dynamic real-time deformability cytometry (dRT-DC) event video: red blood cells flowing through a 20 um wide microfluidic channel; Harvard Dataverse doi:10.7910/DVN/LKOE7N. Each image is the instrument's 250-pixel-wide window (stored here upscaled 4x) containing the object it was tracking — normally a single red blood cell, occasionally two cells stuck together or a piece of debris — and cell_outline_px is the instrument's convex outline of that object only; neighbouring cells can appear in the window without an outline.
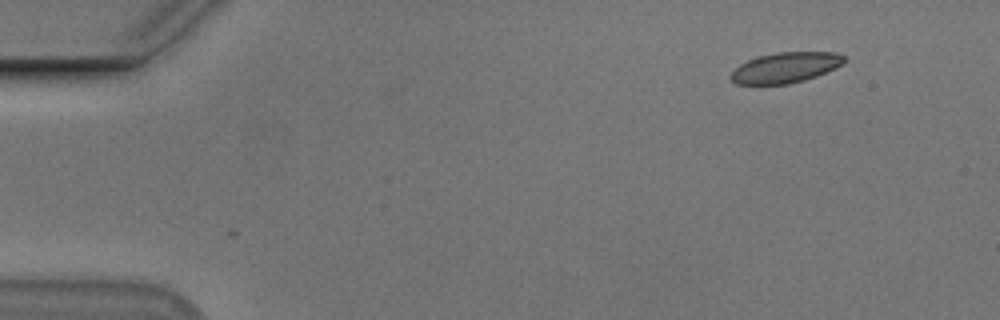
{"species": "Egyptian fruit bat (a non-hibernating species)", "species_latin": "Rousettus aegyptiacus", "temperature_condition": "cold", "stored_images_in_passage": 51, "camera_frame_rate_fps": 3000, "um_per_image_px": 0.085, "animal": {"sex": "male"}, "frame": {"image": 1, "passage_image": 1, "time_ms": 0.0, "image_size_px": [1000, 320], "cell_outline_px": [[848, 60], [844, 64], [836, 68], [816, 76], [804, 80], [788, 84], [736, 84], [728, 76], [740, 64], [756, 56], [776, 52], [836, 52], [844, 56]], "centroid_in_image_um": [66.79, 5.73], "position_along_channel_um": 18.2, "area_um2": 20.29}}
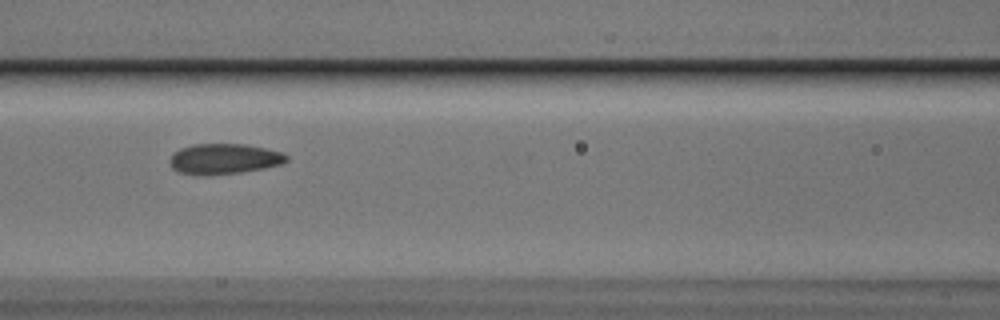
{"frame": {"image": 2, "passage_image": 20, "time_ms": 6.333, "image_size_px": [1000, 320], "cell_outline_px": [[288, 160], [280, 164], [264, 168], [240, 172], [208, 176], [204, 176], [180, 172], [172, 168], [168, 160], [172, 152], [180, 148], [192, 144], [244, 144], [284, 152], [288, 156]], "centroid_in_image_um": [19.01, 13.5], "position_along_channel_um": 147.6, "area_um2": 20.92}}
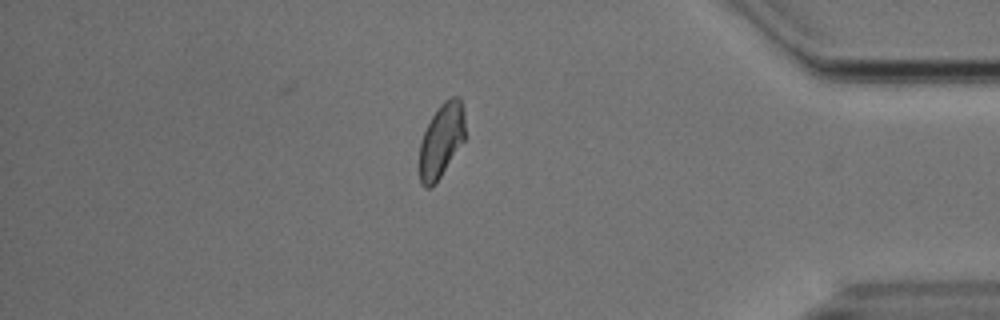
{"frame": {"image": 3, "passage_image": 43, "time_ms": 14.0, "image_size_px": [1000, 320], "cell_outline_px": [[464, 140], [436, 184], [432, 188], [424, 188], [420, 180], [420, 140], [432, 116], [440, 104], [444, 100], [452, 96], [460, 96], [464, 108]], "centroid_in_image_um": [37.52, 11.93], "position_along_channel_um": 397.7, "area_um2": 19.77}, "authors_computed_cell_mechanics": {"area_um2": 20.519, "velocity_mm_per_s": 3.6852, "shape_relaxation_time_tau1_ms": 5.4154, "shape_relaxation_time_tau2_ms": 1.1523, "deformation_change_tau1": 0.1162, "deformation_change_tau2": 0.0359}}